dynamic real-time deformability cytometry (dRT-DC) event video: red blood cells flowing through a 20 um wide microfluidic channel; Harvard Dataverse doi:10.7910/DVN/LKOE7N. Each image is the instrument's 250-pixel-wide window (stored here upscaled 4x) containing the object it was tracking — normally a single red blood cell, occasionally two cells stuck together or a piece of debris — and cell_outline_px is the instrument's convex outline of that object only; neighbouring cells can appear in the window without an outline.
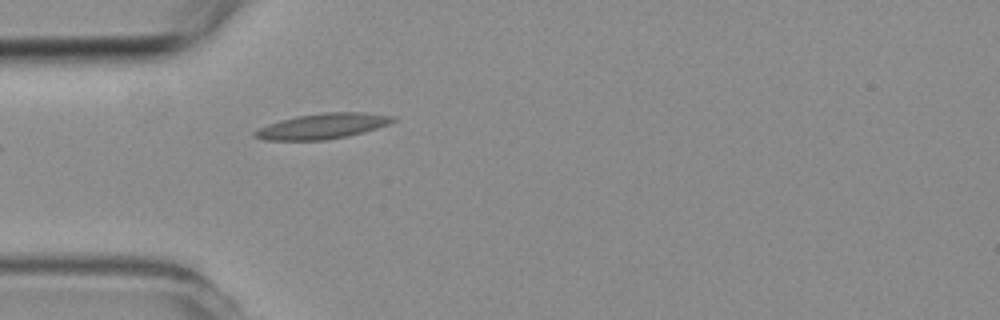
{"species": "common noctule bat (a hibernating species)", "species_latin": "Nyctalus noctula", "temperature_condition": "room temperature", "stored_images_in_passage": 2, "camera_frame_rate_fps": 3000, "um_per_image_px": 0.085, "animal": {"sex": "female", "body_mass_g": 19.3, "forearm_length_mm": 54.1}, "frame": {"image": 1, "passage_image": 1, "time_ms": 0.0, "image_size_px": [1000, 320], "cell_outline_px": [[396, 120], [388, 124], [364, 132], [348, 136], [324, 140], [264, 140], [252, 136], [252, 132], [256, 128], [280, 120], [296, 116], [324, 112], [364, 112], [396, 116]], "centroid_in_image_um": [27.38, 10.72], "position_along_channel_um": 57.6, "area_um2": 20.63}}